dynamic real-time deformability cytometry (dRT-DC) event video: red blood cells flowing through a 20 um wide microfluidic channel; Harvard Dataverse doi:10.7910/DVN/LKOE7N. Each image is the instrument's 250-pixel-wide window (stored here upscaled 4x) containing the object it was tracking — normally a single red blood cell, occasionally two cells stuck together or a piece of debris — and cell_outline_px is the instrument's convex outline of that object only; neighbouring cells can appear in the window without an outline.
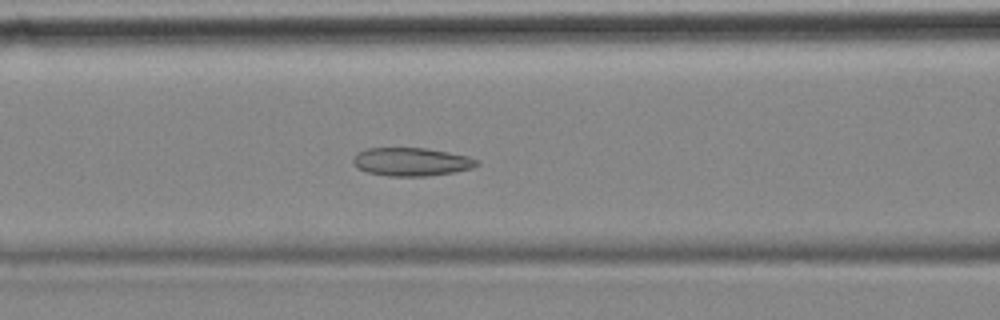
{"species": "common noctule bat (a hibernating species)", "species_latin": "Nyctalus noctula", "temperature_condition": "cold", "stored_images_in_passage": 57, "camera_frame_rate_fps": 3000, "um_per_image_px": 0.085, "animal": {"sex": "female", "body_mass_g": 18.4}, "frame": {"image": 1, "passage_image": 23, "time_ms": 7.333, "image_size_px": [1000, 320], "cell_outline_px": [[480, 164], [472, 168], [452, 172], [428, 176], [388, 176], [368, 172], [360, 168], [352, 160], [352, 156], [356, 152], [368, 148], [424, 148], [448, 152], [468, 156], [480, 160]], "centroid_in_image_um": [34.99, 13.74], "position_along_channel_um": 131.6, "area_um2": 20.35}}
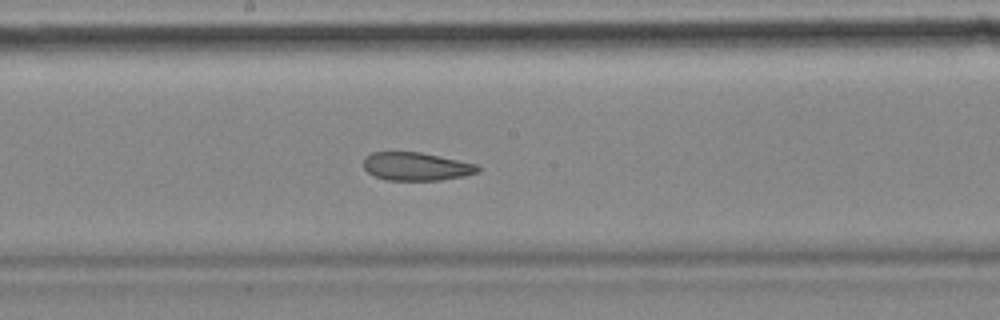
{"frame": {"image": 2, "passage_image": 30, "time_ms": 9.667, "image_size_px": [1000, 320], "cell_outline_px": [[480, 168], [476, 172], [464, 176], [440, 180], [384, 180], [372, 176], [364, 168], [364, 156], [372, 152], [420, 152], [480, 164]], "centroid_in_image_um": [35.37, 14.15], "position_along_channel_um": 212.8, "area_um2": 18.96}}
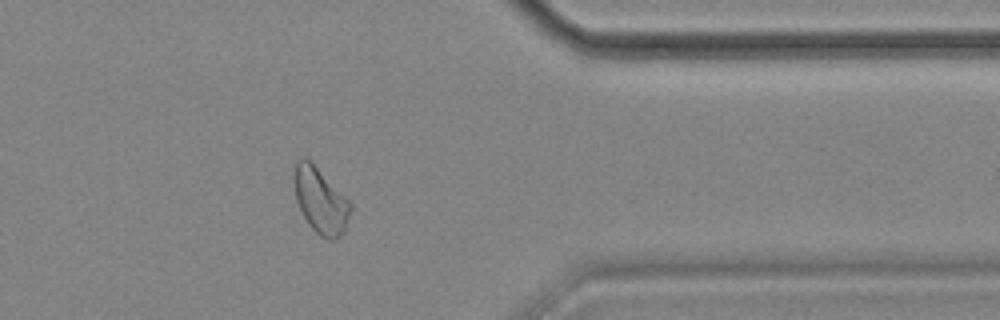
{"frame": {"image": 3, "passage_image": 46, "time_ms": 15.0, "image_size_px": [1000, 320], "cell_outline_px": [[352, 208], [344, 232], [336, 240], [328, 240], [320, 236], [308, 224], [296, 200], [296, 160], [300, 156], [304, 156], [352, 204]], "centroid_in_image_um": [27.27, 17.12], "position_along_channel_um": 384.1, "area_um2": 20.81}, "authors_computed_cell_mechanics": {"area_um2": 22.0796, "velocity_mm_per_s": 3.5005, "shape_relaxation_time_tau1_ms": null, "shape_relaxation_time_tau2_ms": 3.2274, "deformation_change_tau1": null, "deformation_change_tau2": 0.0929}}